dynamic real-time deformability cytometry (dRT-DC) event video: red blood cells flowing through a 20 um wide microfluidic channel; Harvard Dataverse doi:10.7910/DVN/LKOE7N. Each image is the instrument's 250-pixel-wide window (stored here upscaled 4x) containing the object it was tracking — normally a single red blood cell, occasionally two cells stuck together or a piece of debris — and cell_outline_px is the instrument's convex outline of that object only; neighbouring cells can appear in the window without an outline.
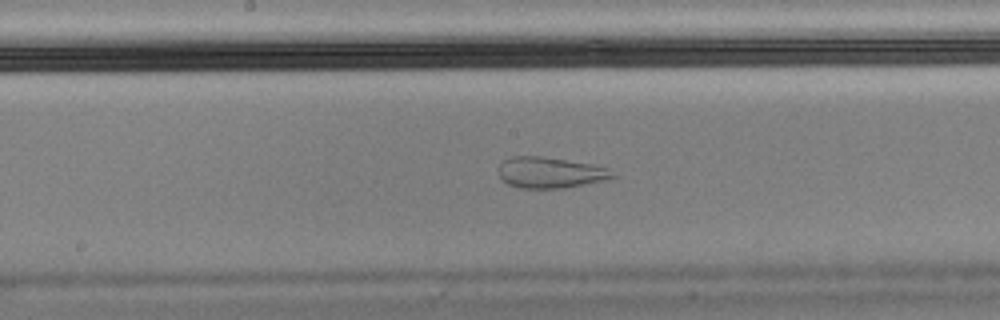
{"species": "Egyptian fruit bat (a non-hibernating species)", "species_latin": "Rousettus aegyptiacus", "temperature_condition": "cold", "stored_images_in_passage": 57, "camera_frame_rate_fps": 3000, "um_per_image_px": 0.085, "animal": {"sex": "male"}, "frame": {"image": 1, "passage_image": 29, "time_ms": 9.333, "image_size_px": [1000, 320], "cell_outline_px": [[616, 176], [604, 180], [564, 188], [520, 188], [508, 184], [500, 176], [500, 164], [504, 160], [512, 156], [544, 156], [592, 164], [608, 168]], "centroid_in_image_um": [46.77, 14.66], "position_along_channel_um": 201.4, "area_um2": 20.4}}
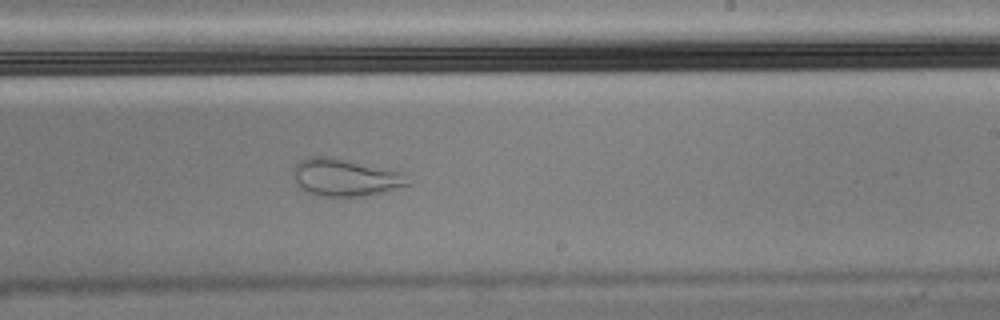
{"frame": {"image": 2, "passage_image": 34, "time_ms": 11.0, "image_size_px": [1000, 320], "cell_outline_px": [[412, 184], [384, 192], [360, 196], [320, 196], [300, 188], [292, 176], [296, 164], [300, 160], [308, 156], [332, 156], [396, 168], [404, 172]], "centroid_in_image_um": [29.43, 15.04], "position_along_channel_um": 259.6, "area_um2": 25.78}}
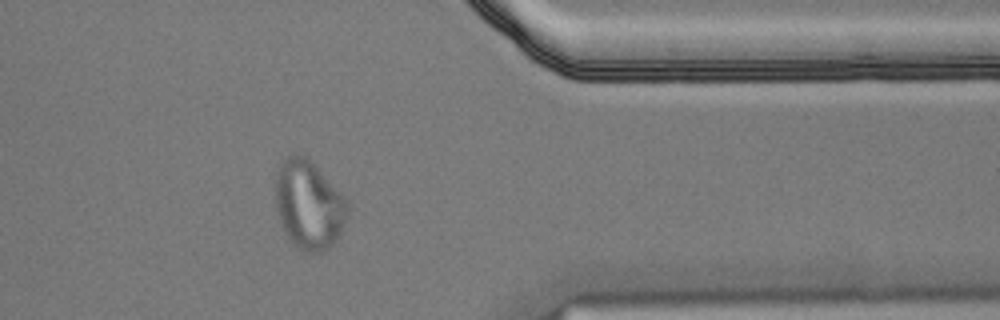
{"frame": {"image": 3, "passage_image": 46, "time_ms": 15.0, "image_size_px": [1000, 320], "cell_outline_px": [[352, 208], [336, 240], [324, 252], [308, 252], [300, 248], [288, 236], [280, 220], [276, 208], [276, 176], [280, 160], [292, 152], [308, 156], [344, 196]], "centroid_in_image_um": [26.27, 17.34], "position_along_channel_um": 385.1, "area_um2": 37.51}}